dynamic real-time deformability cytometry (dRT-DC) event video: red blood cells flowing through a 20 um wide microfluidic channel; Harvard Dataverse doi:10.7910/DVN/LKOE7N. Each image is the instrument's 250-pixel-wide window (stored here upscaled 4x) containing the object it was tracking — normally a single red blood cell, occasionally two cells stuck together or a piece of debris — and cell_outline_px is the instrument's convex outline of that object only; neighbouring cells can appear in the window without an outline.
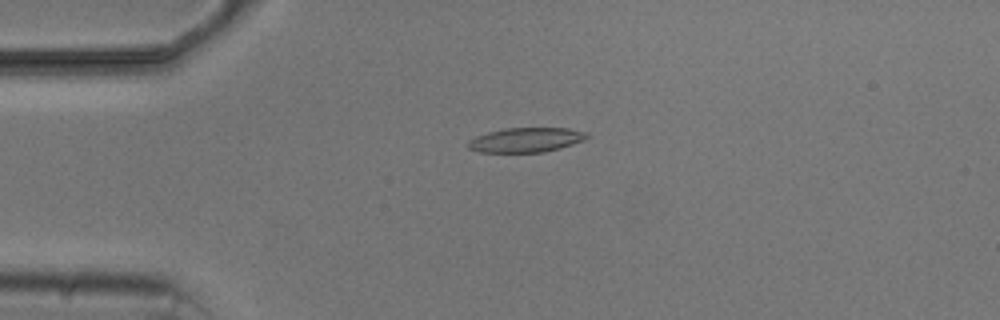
{"species": "common noctule bat (a hibernating species)", "species_latin": "Nyctalus noctula", "temperature_condition": "cold", "stored_images_in_passage": 4, "camera_frame_rate_fps": 3000, "um_per_image_px": 0.085, "animal": {"sex": "male", "body_mass_g": 20.5, "forearm_length_mm": 52.5}, "frame": {"image": 1, "passage_image": 4, "time_ms": 3.333, "image_size_px": [1000, 320], "cell_outline_px": [[592, 136], [584, 140], [560, 148], [544, 152], [480, 152], [468, 148], [468, 140], [476, 136], [488, 132], [504, 128], [568, 128], [588, 132]], "centroid_in_image_um": [44.74, 11.88], "position_along_channel_um": 40.3, "area_um2": 17.11}}